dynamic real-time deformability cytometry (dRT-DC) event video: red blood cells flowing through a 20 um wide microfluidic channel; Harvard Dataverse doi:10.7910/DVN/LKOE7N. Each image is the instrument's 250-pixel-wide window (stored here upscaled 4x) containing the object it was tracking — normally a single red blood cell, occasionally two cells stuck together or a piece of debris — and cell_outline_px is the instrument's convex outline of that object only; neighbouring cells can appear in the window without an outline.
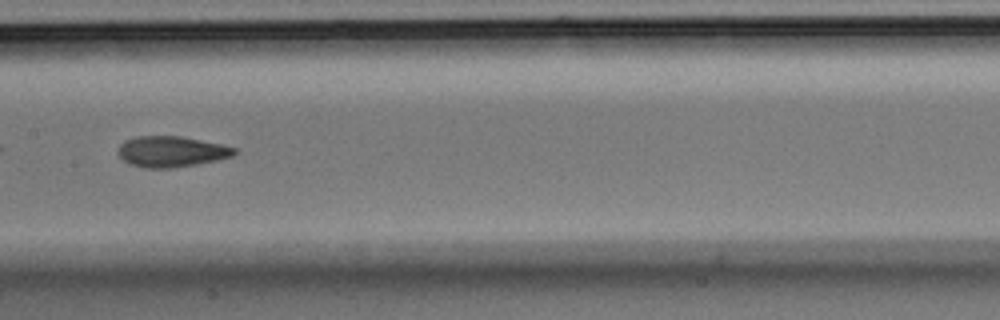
{"species": "Egyptian fruit bat (a non-hibernating species)", "species_latin": "Rousettus aegyptiacus", "temperature_condition": "room temperature", "stored_images_in_passage": 37, "camera_frame_rate_fps": 3000, "um_per_image_px": 0.085, "animal": {"sex": "male"}, "frame": {"image": 1, "passage_image": 27, "time_ms": 8.667, "image_size_px": [1000, 320], "cell_outline_px": [[236, 152], [232, 156], [216, 160], [196, 164], [172, 168], [144, 168], [128, 164], [120, 156], [120, 144], [124, 140], [136, 136], [180, 136], [220, 144], [236, 148]], "centroid_in_image_um": [14.54, 12.89], "position_along_channel_um": 192.9, "area_um2": 20.69}}